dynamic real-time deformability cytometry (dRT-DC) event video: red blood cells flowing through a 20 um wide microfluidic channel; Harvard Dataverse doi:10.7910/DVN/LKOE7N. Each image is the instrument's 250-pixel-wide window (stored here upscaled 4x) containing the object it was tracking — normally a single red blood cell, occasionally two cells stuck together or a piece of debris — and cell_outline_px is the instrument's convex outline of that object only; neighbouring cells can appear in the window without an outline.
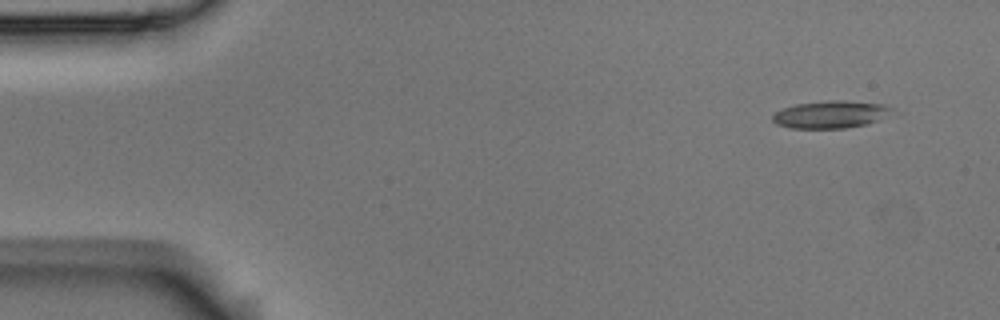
{"species": "Egyptian fruit bat (a non-hibernating species)", "species_latin": "Rousettus aegyptiacus", "temperature_condition": "room temperature", "stored_images_in_passage": 6, "segment_of_instrument_passage": [2, 2], "camera_frame_rate_fps": 3000, "um_per_image_px": 0.085, "animal": {"sex": "male"}, "frame": {"image": 1, "passage_image": 6, "time_ms": 1.667, "image_size_px": [1000, 320], "cell_outline_px": [[892, 108], [876, 120], [868, 124], [844, 128], [788, 128], [776, 124], [772, 120], [772, 116], [776, 112], [784, 108], [796, 104], [828, 100], [840, 100], [884, 104]], "centroid_in_image_um": [70.51, 9.73], "position_along_channel_um": 14.5, "area_um2": 18.67}}